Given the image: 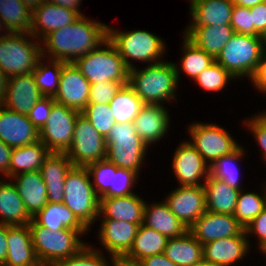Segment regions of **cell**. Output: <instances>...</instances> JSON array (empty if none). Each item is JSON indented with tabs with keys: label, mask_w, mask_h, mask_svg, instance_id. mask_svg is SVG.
Instances as JSON below:
<instances>
[{
	"label": "cell",
	"mask_w": 266,
	"mask_h": 266,
	"mask_svg": "<svg viewBox=\"0 0 266 266\" xmlns=\"http://www.w3.org/2000/svg\"><path fill=\"white\" fill-rule=\"evenodd\" d=\"M107 38L108 25L82 15L72 24L50 32L41 40L42 56L73 63Z\"/></svg>",
	"instance_id": "cell-1"
},
{
	"label": "cell",
	"mask_w": 266,
	"mask_h": 266,
	"mask_svg": "<svg viewBox=\"0 0 266 266\" xmlns=\"http://www.w3.org/2000/svg\"><path fill=\"white\" fill-rule=\"evenodd\" d=\"M176 69L173 62L162 61L139 70L129 69L128 84L145 104L162 105L176 100Z\"/></svg>",
	"instance_id": "cell-2"
},
{
	"label": "cell",
	"mask_w": 266,
	"mask_h": 266,
	"mask_svg": "<svg viewBox=\"0 0 266 266\" xmlns=\"http://www.w3.org/2000/svg\"><path fill=\"white\" fill-rule=\"evenodd\" d=\"M28 225L36 257L42 263L53 265L58 260L78 254L88 244L79 238L89 233L88 230H50L33 218Z\"/></svg>",
	"instance_id": "cell-3"
},
{
	"label": "cell",
	"mask_w": 266,
	"mask_h": 266,
	"mask_svg": "<svg viewBox=\"0 0 266 266\" xmlns=\"http://www.w3.org/2000/svg\"><path fill=\"white\" fill-rule=\"evenodd\" d=\"M73 63L90 84L109 81L128 84L129 68L108 38L96 49L77 58Z\"/></svg>",
	"instance_id": "cell-4"
},
{
	"label": "cell",
	"mask_w": 266,
	"mask_h": 266,
	"mask_svg": "<svg viewBox=\"0 0 266 266\" xmlns=\"http://www.w3.org/2000/svg\"><path fill=\"white\" fill-rule=\"evenodd\" d=\"M108 39L115 45L129 69L135 67L132 60L145 64L148 62L149 65L164 61L162 57L166 54V43L164 39L149 31L137 29L124 32L114 30L108 25Z\"/></svg>",
	"instance_id": "cell-5"
},
{
	"label": "cell",
	"mask_w": 266,
	"mask_h": 266,
	"mask_svg": "<svg viewBox=\"0 0 266 266\" xmlns=\"http://www.w3.org/2000/svg\"><path fill=\"white\" fill-rule=\"evenodd\" d=\"M42 57L41 41L30 33L11 32L0 38V70L9 77L32 73Z\"/></svg>",
	"instance_id": "cell-6"
},
{
	"label": "cell",
	"mask_w": 266,
	"mask_h": 266,
	"mask_svg": "<svg viewBox=\"0 0 266 266\" xmlns=\"http://www.w3.org/2000/svg\"><path fill=\"white\" fill-rule=\"evenodd\" d=\"M63 203L90 230L98 220L100 198L86 167L73 166L65 177Z\"/></svg>",
	"instance_id": "cell-7"
},
{
	"label": "cell",
	"mask_w": 266,
	"mask_h": 266,
	"mask_svg": "<svg viewBox=\"0 0 266 266\" xmlns=\"http://www.w3.org/2000/svg\"><path fill=\"white\" fill-rule=\"evenodd\" d=\"M263 57L262 38L234 33L215 59L235 79L250 80Z\"/></svg>",
	"instance_id": "cell-8"
},
{
	"label": "cell",
	"mask_w": 266,
	"mask_h": 266,
	"mask_svg": "<svg viewBox=\"0 0 266 266\" xmlns=\"http://www.w3.org/2000/svg\"><path fill=\"white\" fill-rule=\"evenodd\" d=\"M105 139L106 159L119 168L140 174L148 145L136 133L133 123H116Z\"/></svg>",
	"instance_id": "cell-9"
},
{
	"label": "cell",
	"mask_w": 266,
	"mask_h": 266,
	"mask_svg": "<svg viewBox=\"0 0 266 266\" xmlns=\"http://www.w3.org/2000/svg\"><path fill=\"white\" fill-rule=\"evenodd\" d=\"M189 143L192 144L204 161L211 166L218 158L229 155L240 144L226 129L213 123L193 122L188 126Z\"/></svg>",
	"instance_id": "cell-10"
},
{
	"label": "cell",
	"mask_w": 266,
	"mask_h": 266,
	"mask_svg": "<svg viewBox=\"0 0 266 266\" xmlns=\"http://www.w3.org/2000/svg\"><path fill=\"white\" fill-rule=\"evenodd\" d=\"M106 153V139L79 113L74 125L73 142L66 152L73 166L86 167L106 159Z\"/></svg>",
	"instance_id": "cell-11"
},
{
	"label": "cell",
	"mask_w": 266,
	"mask_h": 266,
	"mask_svg": "<svg viewBox=\"0 0 266 266\" xmlns=\"http://www.w3.org/2000/svg\"><path fill=\"white\" fill-rule=\"evenodd\" d=\"M80 112L54 103L50 116L40 132V141L50 152L66 153L73 142L76 118Z\"/></svg>",
	"instance_id": "cell-12"
},
{
	"label": "cell",
	"mask_w": 266,
	"mask_h": 266,
	"mask_svg": "<svg viewBox=\"0 0 266 266\" xmlns=\"http://www.w3.org/2000/svg\"><path fill=\"white\" fill-rule=\"evenodd\" d=\"M172 158L171 168L179 186L204 184L209 176L210 166L188 140L179 144Z\"/></svg>",
	"instance_id": "cell-13"
},
{
	"label": "cell",
	"mask_w": 266,
	"mask_h": 266,
	"mask_svg": "<svg viewBox=\"0 0 266 266\" xmlns=\"http://www.w3.org/2000/svg\"><path fill=\"white\" fill-rule=\"evenodd\" d=\"M170 211L189 229L206 212L204 186H178L165 198Z\"/></svg>",
	"instance_id": "cell-14"
},
{
	"label": "cell",
	"mask_w": 266,
	"mask_h": 266,
	"mask_svg": "<svg viewBox=\"0 0 266 266\" xmlns=\"http://www.w3.org/2000/svg\"><path fill=\"white\" fill-rule=\"evenodd\" d=\"M89 93L90 82L74 63H66L62 68L54 101L81 113L88 104Z\"/></svg>",
	"instance_id": "cell-15"
},
{
	"label": "cell",
	"mask_w": 266,
	"mask_h": 266,
	"mask_svg": "<svg viewBox=\"0 0 266 266\" xmlns=\"http://www.w3.org/2000/svg\"><path fill=\"white\" fill-rule=\"evenodd\" d=\"M244 228L234 215L206 211L188 229V231L205 245L217 239L238 236Z\"/></svg>",
	"instance_id": "cell-16"
},
{
	"label": "cell",
	"mask_w": 266,
	"mask_h": 266,
	"mask_svg": "<svg viewBox=\"0 0 266 266\" xmlns=\"http://www.w3.org/2000/svg\"><path fill=\"white\" fill-rule=\"evenodd\" d=\"M0 140L12 148L23 147L39 141L40 132L27 115L0 105Z\"/></svg>",
	"instance_id": "cell-17"
},
{
	"label": "cell",
	"mask_w": 266,
	"mask_h": 266,
	"mask_svg": "<svg viewBox=\"0 0 266 266\" xmlns=\"http://www.w3.org/2000/svg\"><path fill=\"white\" fill-rule=\"evenodd\" d=\"M98 238L100 244L114 258L124 257L131 249L134 238L141 224H134L114 219H101Z\"/></svg>",
	"instance_id": "cell-18"
},
{
	"label": "cell",
	"mask_w": 266,
	"mask_h": 266,
	"mask_svg": "<svg viewBox=\"0 0 266 266\" xmlns=\"http://www.w3.org/2000/svg\"><path fill=\"white\" fill-rule=\"evenodd\" d=\"M248 239L244 229L238 236L209 242L203 245V259L215 266H232L239 263L250 252Z\"/></svg>",
	"instance_id": "cell-19"
},
{
	"label": "cell",
	"mask_w": 266,
	"mask_h": 266,
	"mask_svg": "<svg viewBox=\"0 0 266 266\" xmlns=\"http://www.w3.org/2000/svg\"><path fill=\"white\" fill-rule=\"evenodd\" d=\"M42 97L32 73L9 78L2 105L8 110L27 115Z\"/></svg>",
	"instance_id": "cell-20"
},
{
	"label": "cell",
	"mask_w": 266,
	"mask_h": 266,
	"mask_svg": "<svg viewBox=\"0 0 266 266\" xmlns=\"http://www.w3.org/2000/svg\"><path fill=\"white\" fill-rule=\"evenodd\" d=\"M79 16L74 10L44 1L33 10L30 34L41 41L50 32L72 24Z\"/></svg>",
	"instance_id": "cell-21"
},
{
	"label": "cell",
	"mask_w": 266,
	"mask_h": 266,
	"mask_svg": "<svg viewBox=\"0 0 266 266\" xmlns=\"http://www.w3.org/2000/svg\"><path fill=\"white\" fill-rule=\"evenodd\" d=\"M144 206L145 200L137 193L120 197H101L98 218L142 224Z\"/></svg>",
	"instance_id": "cell-22"
},
{
	"label": "cell",
	"mask_w": 266,
	"mask_h": 266,
	"mask_svg": "<svg viewBox=\"0 0 266 266\" xmlns=\"http://www.w3.org/2000/svg\"><path fill=\"white\" fill-rule=\"evenodd\" d=\"M165 106L145 104L134 119L133 126L139 137L148 145L164 138L170 126V115Z\"/></svg>",
	"instance_id": "cell-23"
},
{
	"label": "cell",
	"mask_w": 266,
	"mask_h": 266,
	"mask_svg": "<svg viewBox=\"0 0 266 266\" xmlns=\"http://www.w3.org/2000/svg\"><path fill=\"white\" fill-rule=\"evenodd\" d=\"M73 167L66 153L50 152L40 168L50 203H63L65 177Z\"/></svg>",
	"instance_id": "cell-24"
},
{
	"label": "cell",
	"mask_w": 266,
	"mask_h": 266,
	"mask_svg": "<svg viewBox=\"0 0 266 266\" xmlns=\"http://www.w3.org/2000/svg\"><path fill=\"white\" fill-rule=\"evenodd\" d=\"M31 218H34L48 203L47 188L40 171L21 173L10 178Z\"/></svg>",
	"instance_id": "cell-25"
},
{
	"label": "cell",
	"mask_w": 266,
	"mask_h": 266,
	"mask_svg": "<svg viewBox=\"0 0 266 266\" xmlns=\"http://www.w3.org/2000/svg\"><path fill=\"white\" fill-rule=\"evenodd\" d=\"M233 34L234 30L230 24L187 26L183 32L189 41L214 59L217 58Z\"/></svg>",
	"instance_id": "cell-26"
},
{
	"label": "cell",
	"mask_w": 266,
	"mask_h": 266,
	"mask_svg": "<svg viewBox=\"0 0 266 266\" xmlns=\"http://www.w3.org/2000/svg\"><path fill=\"white\" fill-rule=\"evenodd\" d=\"M8 250L2 266H31L38 262L29 225H7Z\"/></svg>",
	"instance_id": "cell-27"
},
{
	"label": "cell",
	"mask_w": 266,
	"mask_h": 266,
	"mask_svg": "<svg viewBox=\"0 0 266 266\" xmlns=\"http://www.w3.org/2000/svg\"><path fill=\"white\" fill-rule=\"evenodd\" d=\"M188 26L230 24L234 3L232 0H189Z\"/></svg>",
	"instance_id": "cell-28"
},
{
	"label": "cell",
	"mask_w": 266,
	"mask_h": 266,
	"mask_svg": "<svg viewBox=\"0 0 266 266\" xmlns=\"http://www.w3.org/2000/svg\"><path fill=\"white\" fill-rule=\"evenodd\" d=\"M145 226L152 228L166 236L168 239L184 235L188 228L170 211L166 201L147 204L143 211Z\"/></svg>",
	"instance_id": "cell-29"
},
{
	"label": "cell",
	"mask_w": 266,
	"mask_h": 266,
	"mask_svg": "<svg viewBox=\"0 0 266 266\" xmlns=\"http://www.w3.org/2000/svg\"><path fill=\"white\" fill-rule=\"evenodd\" d=\"M203 186L205 190L206 211L234 215L240 190L229 186L210 174Z\"/></svg>",
	"instance_id": "cell-30"
},
{
	"label": "cell",
	"mask_w": 266,
	"mask_h": 266,
	"mask_svg": "<svg viewBox=\"0 0 266 266\" xmlns=\"http://www.w3.org/2000/svg\"><path fill=\"white\" fill-rule=\"evenodd\" d=\"M6 180L0 178V223L10 226L29 224L32 218L28 215L14 183Z\"/></svg>",
	"instance_id": "cell-31"
},
{
	"label": "cell",
	"mask_w": 266,
	"mask_h": 266,
	"mask_svg": "<svg viewBox=\"0 0 266 266\" xmlns=\"http://www.w3.org/2000/svg\"><path fill=\"white\" fill-rule=\"evenodd\" d=\"M49 149L39 140L36 143L12 149L9 178L30 171H40Z\"/></svg>",
	"instance_id": "cell-32"
},
{
	"label": "cell",
	"mask_w": 266,
	"mask_h": 266,
	"mask_svg": "<svg viewBox=\"0 0 266 266\" xmlns=\"http://www.w3.org/2000/svg\"><path fill=\"white\" fill-rule=\"evenodd\" d=\"M164 254L177 266H191L203 259V245L187 231L168 239Z\"/></svg>",
	"instance_id": "cell-33"
},
{
	"label": "cell",
	"mask_w": 266,
	"mask_h": 266,
	"mask_svg": "<svg viewBox=\"0 0 266 266\" xmlns=\"http://www.w3.org/2000/svg\"><path fill=\"white\" fill-rule=\"evenodd\" d=\"M168 238L158 231L141 224L134 238L133 245L125 258L140 262L151 255L164 253Z\"/></svg>",
	"instance_id": "cell-34"
},
{
	"label": "cell",
	"mask_w": 266,
	"mask_h": 266,
	"mask_svg": "<svg viewBox=\"0 0 266 266\" xmlns=\"http://www.w3.org/2000/svg\"><path fill=\"white\" fill-rule=\"evenodd\" d=\"M33 219L50 230H89L64 203L48 202Z\"/></svg>",
	"instance_id": "cell-35"
},
{
	"label": "cell",
	"mask_w": 266,
	"mask_h": 266,
	"mask_svg": "<svg viewBox=\"0 0 266 266\" xmlns=\"http://www.w3.org/2000/svg\"><path fill=\"white\" fill-rule=\"evenodd\" d=\"M144 106L129 84L122 85L109 103L115 123H132Z\"/></svg>",
	"instance_id": "cell-36"
},
{
	"label": "cell",
	"mask_w": 266,
	"mask_h": 266,
	"mask_svg": "<svg viewBox=\"0 0 266 266\" xmlns=\"http://www.w3.org/2000/svg\"><path fill=\"white\" fill-rule=\"evenodd\" d=\"M32 13L20 0H0V17L9 33H30Z\"/></svg>",
	"instance_id": "cell-37"
},
{
	"label": "cell",
	"mask_w": 266,
	"mask_h": 266,
	"mask_svg": "<svg viewBox=\"0 0 266 266\" xmlns=\"http://www.w3.org/2000/svg\"><path fill=\"white\" fill-rule=\"evenodd\" d=\"M182 57L179 65L174 63L178 81L180 80V71L187 74L191 80H195L196 77L206 68L211 66L215 59L208 55L204 50L196 47L191 41H189L185 36H183L182 43ZM182 69V70H181Z\"/></svg>",
	"instance_id": "cell-38"
},
{
	"label": "cell",
	"mask_w": 266,
	"mask_h": 266,
	"mask_svg": "<svg viewBox=\"0 0 266 266\" xmlns=\"http://www.w3.org/2000/svg\"><path fill=\"white\" fill-rule=\"evenodd\" d=\"M42 57L32 72L35 83L43 96L54 97L57 94L63 66L67 63L61 60L48 59L49 64Z\"/></svg>",
	"instance_id": "cell-39"
},
{
	"label": "cell",
	"mask_w": 266,
	"mask_h": 266,
	"mask_svg": "<svg viewBox=\"0 0 266 266\" xmlns=\"http://www.w3.org/2000/svg\"><path fill=\"white\" fill-rule=\"evenodd\" d=\"M245 148L240 145L235 151L229 155L222 156L218 158L211 166L209 174L216 179L222 180L229 186L242 190V185L240 182L239 168L237 166L238 161L243 159L245 155Z\"/></svg>",
	"instance_id": "cell-40"
},
{
	"label": "cell",
	"mask_w": 266,
	"mask_h": 266,
	"mask_svg": "<svg viewBox=\"0 0 266 266\" xmlns=\"http://www.w3.org/2000/svg\"><path fill=\"white\" fill-rule=\"evenodd\" d=\"M263 188L262 194L245 192V190L243 192V189L239 192L234 217L244 229L266 209V182Z\"/></svg>",
	"instance_id": "cell-41"
},
{
	"label": "cell",
	"mask_w": 266,
	"mask_h": 266,
	"mask_svg": "<svg viewBox=\"0 0 266 266\" xmlns=\"http://www.w3.org/2000/svg\"><path fill=\"white\" fill-rule=\"evenodd\" d=\"M114 260V257H105L102 250L87 244L78 254L58 260L52 266H114Z\"/></svg>",
	"instance_id": "cell-42"
},
{
	"label": "cell",
	"mask_w": 266,
	"mask_h": 266,
	"mask_svg": "<svg viewBox=\"0 0 266 266\" xmlns=\"http://www.w3.org/2000/svg\"><path fill=\"white\" fill-rule=\"evenodd\" d=\"M92 178L93 188L99 198L103 197L112 186L113 173H116L117 166L107 159L90 163L86 166Z\"/></svg>",
	"instance_id": "cell-43"
},
{
	"label": "cell",
	"mask_w": 266,
	"mask_h": 266,
	"mask_svg": "<svg viewBox=\"0 0 266 266\" xmlns=\"http://www.w3.org/2000/svg\"><path fill=\"white\" fill-rule=\"evenodd\" d=\"M235 78L218 62L203 70L194 80L201 88L208 92H219L226 88L230 80Z\"/></svg>",
	"instance_id": "cell-44"
},
{
	"label": "cell",
	"mask_w": 266,
	"mask_h": 266,
	"mask_svg": "<svg viewBox=\"0 0 266 266\" xmlns=\"http://www.w3.org/2000/svg\"><path fill=\"white\" fill-rule=\"evenodd\" d=\"M81 113L104 138L116 124L113 113L107 104L88 103Z\"/></svg>",
	"instance_id": "cell-45"
},
{
	"label": "cell",
	"mask_w": 266,
	"mask_h": 266,
	"mask_svg": "<svg viewBox=\"0 0 266 266\" xmlns=\"http://www.w3.org/2000/svg\"><path fill=\"white\" fill-rule=\"evenodd\" d=\"M139 174L125 168H117L113 173L112 186L103 197H120L134 194L132 188L135 187Z\"/></svg>",
	"instance_id": "cell-46"
},
{
	"label": "cell",
	"mask_w": 266,
	"mask_h": 266,
	"mask_svg": "<svg viewBox=\"0 0 266 266\" xmlns=\"http://www.w3.org/2000/svg\"><path fill=\"white\" fill-rule=\"evenodd\" d=\"M230 25L234 33L261 36L252 24V15L248 7L234 5Z\"/></svg>",
	"instance_id": "cell-47"
},
{
	"label": "cell",
	"mask_w": 266,
	"mask_h": 266,
	"mask_svg": "<svg viewBox=\"0 0 266 266\" xmlns=\"http://www.w3.org/2000/svg\"><path fill=\"white\" fill-rule=\"evenodd\" d=\"M121 86L120 82L115 81L90 84L88 103L109 105Z\"/></svg>",
	"instance_id": "cell-48"
},
{
	"label": "cell",
	"mask_w": 266,
	"mask_h": 266,
	"mask_svg": "<svg viewBox=\"0 0 266 266\" xmlns=\"http://www.w3.org/2000/svg\"><path fill=\"white\" fill-rule=\"evenodd\" d=\"M246 126L248 131L253 134L254 139H256L259 147H261V157L266 164V111L260 112L257 115L250 116L247 118L246 121L243 122Z\"/></svg>",
	"instance_id": "cell-49"
},
{
	"label": "cell",
	"mask_w": 266,
	"mask_h": 266,
	"mask_svg": "<svg viewBox=\"0 0 266 266\" xmlns=\"http://www.w3.org/2000/svg\"><path fill=\"white\" fill-rule=\"evenodd\" d=\"M54 103V97L44 96L37 101L34 107L28 112V119L39 131L46 124Z\"/></svg>",
	"instance_id": "cell-50"
},
{
	"label": "cell",
	"mask_w": 266,
	"mask_h": 266,
	"mask_svg": "<svg viewBox=\"0 0 266 266\" xmlns=\"http://www.w3.org/2000/svg\"><path fill=\"white\" fill-rule=\"evenodd\" d=\"M247 237L256 235L258 246L266 241V209H264L245 229Z\"/></svg>",
	"instance_id": "cell-51"
},
{
	"label": "cell",
	"mask_w": 266,
	"mask_h": 266,
	"mask_svg": "<svg viewBox=\"0 0 266 266\" xmlns=\"http://www.w3.org/2000/svg\"><path fill=\"white\" fill-rule=\"evenodd\" d=\"M252 24L255 30L262 36L266 32V1L250 8Z\"/></svg>",
	"instance_id": "cell-52"
},
{
	"label": "cell",
	"mask_w": 266,
	"mask_h": 266,
	"mask_svg": "<svg viewBox=\"0 0 266 266\" xmlns=\"http://www.w3.org/2000/svg\"><path fill=\"white\" fill-rule=\"evenodd\" d=\"M253 87L258 89L261 93L266 94V56H263L258 64L257 70L250 79Z\"/></svg>",
	"instance_id": "cell-53"
},
{
	"label": "cell",
	"mask_w": 266,
	"mask_h": 266,
	"mask_svg": "<svg viewBox=\"0 0 266 266\" xmlns=\"http://www.w3.org/2000/svg\"><path fill=\"white\" fill-rule=\"evenodd\" d=\"M12 149V147L0 140V174L6 179L9 177Z\"/></svg>",
	"instance_id": "cell-54"
},
{
	"label": "cell",
	"mask_w": 266,
	"mask_h": 266,
	"mask_svg": "<svg viewBox=\"0 0 266 266\" xmlns=\"http://www.w3.org/2000/svg\"><path fill=\"white\" fill-rule=\"evenodd\" d=\"M143 266H177L164 253L151 255L140 261Z\"/></svg>",
	"instance_id": "cell-55"
},
{
	"label": "cell",
	"mask_w": 266,
	"mask_h": 266,
	"mask_svg": "<svg viewBox=\"0 0 266 266\" xmlns=\"http://www.w3.org/2000/svg\"><path fill=\"white\" fill-rule=\"evenodd\" d=\"M7 239V225L0 223V266L5 263L7 258L8 243Z\"/></svg>",
	"instance_id": "cell-56"
},
{
	"label": "cell",
	"mask_w": 266,
	"mask_h": 266,
	"mask_svg": "<svg viewBox=\"0 0 266 266\" xmlns=\"http://www.w3.org/2000/svg\"><path fill=\"white\" fill-rule=\"evenodd\" d=\"M47 2H50L52 4H55L57 6H61L64 8H68L71 10L76 11L80 16L84 15L81 11H79L80 4L82 0H46Z\"/></svg>",
	"instance_id": "cell-57"
},
{
	"label": "cell",
	"mask_w": 266,
	"mask_h": 266,
	"mask_svg": "<svg viewBox=\"0 0 266 266\" xmlns=\"http://www.w3.org/2000/svg\"><path fill=\"white\" fill-rule=\"evenodd\" d=\"M9 78L10 77L8 75L4 74L0 70V105H2L3 100L5 98L8 83H9Z\"/></svg>",
	"instance_id": "cell-58"
},
{
	"label": "cell",
	"mask_w": 266,
	"mask_h": 266,
	"mask_svg": "<svg viewBox=\"0 0 266 266\" xmlns=\"http://www.w3.org/2000/svg\"><path fill=\"white\" fill-rule=\"evenodd\" d=\"M114 266H143L140 262L129 260L125 257H116Z\"/></svg>",
	"instance_id": "cell-59"
},
{
	"label": "cell",
	"mask_w": 266,
	"mask_h": 266,
	"mask_svg": "<svg viewBox=\"0 0 266 266\" xmlns=\"http://www.w3.org/2000/svg\"><path fill=\"white\" fill-rule=\"evenodd\" d=\"M234 5H239V6H243V7H254L255 5L262 3L266 0H232Z\"/></svg>",
	"instance_id": "cell-60"
},
{
	"label": "cell",
	"mask_w": 266,
	"mask_h": 266,
	"mask_svg": "<svg viewBox=\"0 0 266 266\" xmlns=\"http://www.w3.org/2000/svg\"><path fill=\"white\" fill-rule=\"evenodd\" d=\"M20 1L23 2L33 11L35 8H37L41 3H43L46 0H20Z\"/></svg>",
	"instance_id": "cell-61"
},
{
	"label": "cell",
	"mask_w": 266,
	"mask_h": 266,
	"mask_svg": "<svg viewBox=\"0 0 266 266\" xmlns=\"http://www.w3.org/2000/svg\"><path fill=\"white\" fill-rule=\"evenodd\" d=\"M191 266H215L211 264L210 262L206 261L205 259L200 260L199 262H196L194 265Z\"/></svg>",
	"instance_id": "cell-62"
},
{
	"label": "cell",
	"mask_w": 266,
	"mask_h": 266,
	"mask_svg": "<svg viewBox=\"0 0 266 266\" xmlns=\"http://www.w3.org/2000/svg\"><path fill=\"white\" fill-rule=\"evenodd\" d=\"M261 38H262L263 56H266V32L261 36Z\"/></svg>",
	"instance_id": "cell-63"
},
{
	"label": "cell",
	"mask_w": 266,
	"mask_h": 266,
	"mask_svg": "<svg viewBox=\"0 0 266 266\" xmlns=\"http://www.w3.org/2000/svg\"><path fill=\"white\" fill-rule=\"evenodd\" d=\"M259 250L261 251V253H263L266 256V241H264L263 243H261L258 246Z\"/></svg>",
	"instance_id": "cell-64"
},
{
	"label": "cell",
	"mask_w": 266,
	"mask_h": 266,
	"mask_svg": "<svg viewBox=\"0 0 266 266\" xmlns=\"http://www.w3.org/2000/svg\"><path fill=\"white\" fill-rule=\"evenodd\" d=\"M1 28H3V29L5 30L6 33H4V34H3V32L0 33V38L3 37V36H5V35H7V34L9 33V32L5 29V27H4V25H3V22H2V19H1V17H0V32L2 31Z\"/></svg>",
	"instance_id": "cell-65"
},
{
	"label": "cell",
	"mask_w": 266,
	"mask_h": 266,
	"mask_svg": "<svg viewBox=\"0 0 266 266\" xmlns=\"http://www.w3.org/2000/svg\"><path fill=\"white\" fill-rule=\"evenodd\" d=\"M31 266H52V265H49V264H46V263H42L40 261H38L37 263L31 265Z\"/></svg>",
	"instance_id": "cell-66"
}]
</instances>
